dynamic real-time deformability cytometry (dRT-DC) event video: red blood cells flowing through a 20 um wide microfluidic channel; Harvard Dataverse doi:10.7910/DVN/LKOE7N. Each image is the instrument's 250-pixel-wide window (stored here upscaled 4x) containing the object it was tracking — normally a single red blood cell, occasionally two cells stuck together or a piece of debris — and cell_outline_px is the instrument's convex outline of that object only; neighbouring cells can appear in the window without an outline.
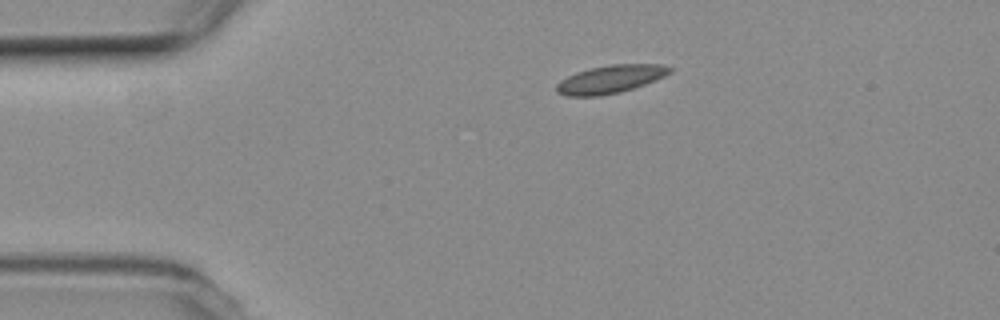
{"species": "common noctule bat (a hibernating species)", "species_latin": "Nyctalus noctula", "temperature_condition": "room temperature", "stored_images_in_passage": 45, "camera_frame_rate_fps": 3000, "um_per_image_px": 0.085, "animal": {"sex": "female", "body_mass_g": 19.3, "forearm_length_mm": 54.1}, "frame": {"image": 1, "passage_image": 1, "time_ms": 0.0, "image_size_px": [1000, 320], "cell_outline_px": [[672, 72], [656, 80], [620, 92], [600, 96], [568, 96], [556, 92], [556, 84], [560, 80], [576, 72], [592, 68], [612, 64], [660, 64], [672, 68]], "centroid_in_image_um": [51.87, 6.73], "position_along_channel_um": 33.1, "area_um2": 18.38}}
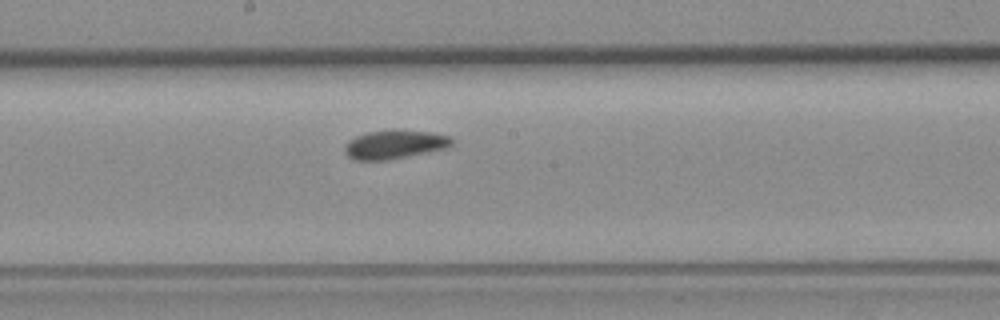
{"frame": {"image": 2, "passage_image": 19, "time_ms": 6.0, "image_size_px": [1000, 320], "cell_outline_px": [[452, 144], [444, 148], [388, 160], [356, 160], [348, 156], [344, 148], [348, 140], [356, 136], [368, 132], [432, 132], [448, 136], [452, 140]], "centroid_in_image_um": [33.49, 12.31], "position_along_channel_um": 214.7, "area_um2": 16.99}}
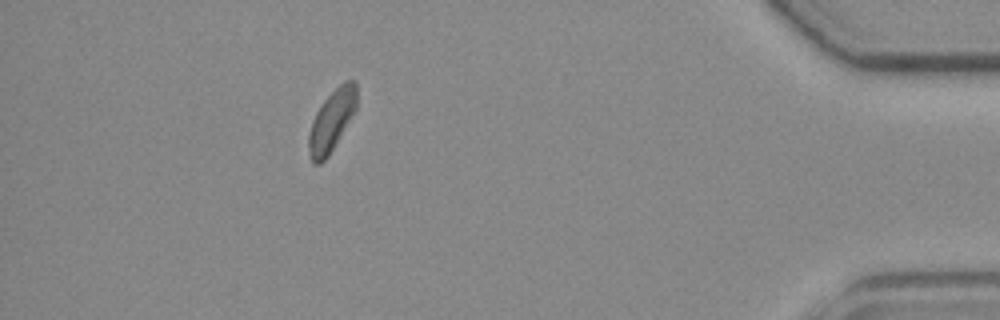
{"frame": {"image": 3, "passage_image": 39, "time_ms": 12.667, "image_size_px": [1000, 320], "cell_outline_px": [[356, 108], [328, 156], [320, 164], [312, 164], [308, 148], [308, 136], [312, 120], [316, 112], [324, 100], [344, 80], [356, 80]], "centroid_in_image_um": [28.17, 10.26], "position_along_channel_um": 407.0, "area_um2": 16.82}, "authors_computed_cell_mechanics": {"area_um2": 17.5712, "velocity_mm_per_s": 3.7493, "shape_relaxation_time_tau1_ms": 3.8567, "shape_relaxation_time_tau2_ms": 2.7749, "deformation_change_tau1": 0.0801, "deformation_change_tau2": 0.0597}}